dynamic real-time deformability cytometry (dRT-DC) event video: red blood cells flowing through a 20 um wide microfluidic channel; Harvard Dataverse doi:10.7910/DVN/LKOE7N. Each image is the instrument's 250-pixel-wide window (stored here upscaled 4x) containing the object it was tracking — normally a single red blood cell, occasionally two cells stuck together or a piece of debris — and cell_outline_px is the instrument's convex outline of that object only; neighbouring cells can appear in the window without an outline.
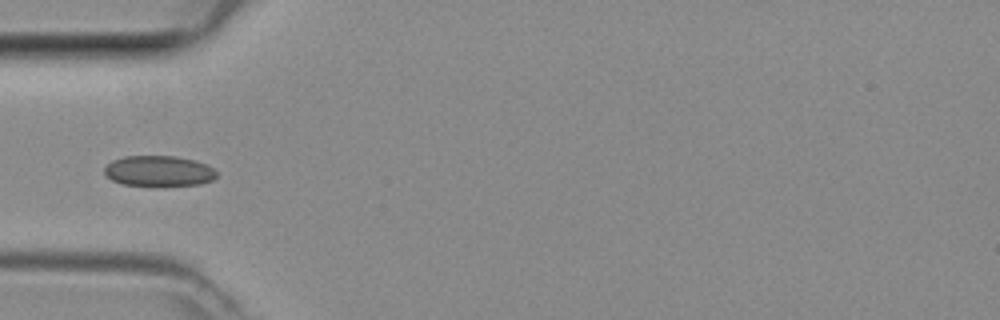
{"species": "common noctule bat (a hibernating species)", "species_latin": "Nyctalus noctula", "temperature_condition": "room temperature", "stored_images_in_passage": 2, "camera_frame_rate_fps": 3000, "um_per_image_px": 0.085, "animal": {"sex": "female", "body_mass_g": 29.2, "forearm_length_mm": 56.3}, "frame": {"image": 1, "passage_image": 1, "time_ms": 0.0, "image_size_px": [1000, 320], "cell_outline_px": [[216, 176], [212, 180], [200, 184], [156, 188], [124, 184], [112, 180], [104, 176], [104, 168], [112, 160], [124, 156], [176, 156], [196, 160], [212, 168], [216, 172]], "centroid_in_image_um": [13.47, 14.57], "position_along_channel_um": 71.5, "area_um2": 20.63}}
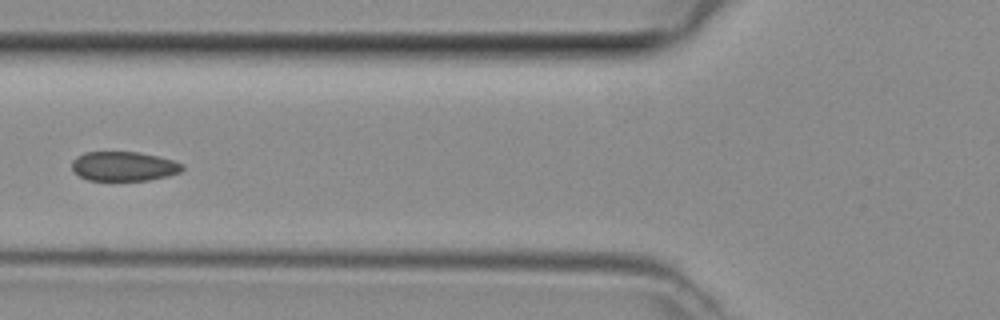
{"frame": {"image": 2, "passage_image": 2, "time_ms": 0.333, "image_size_px": [1000, 320], "cell_outline_px": [[184, 168], [180, 172], [168, 176], [148, 180], [88, 180], [80, 176], [72, 168], [72, 160], [76, 156], [84, 152], [136, 152], [156, 156], [172, 160], [184, 164]], "centroid_in_image_um": [10.52, 14.13], "position_along_channel_um": 115.3, "area_um2": 18.84}}